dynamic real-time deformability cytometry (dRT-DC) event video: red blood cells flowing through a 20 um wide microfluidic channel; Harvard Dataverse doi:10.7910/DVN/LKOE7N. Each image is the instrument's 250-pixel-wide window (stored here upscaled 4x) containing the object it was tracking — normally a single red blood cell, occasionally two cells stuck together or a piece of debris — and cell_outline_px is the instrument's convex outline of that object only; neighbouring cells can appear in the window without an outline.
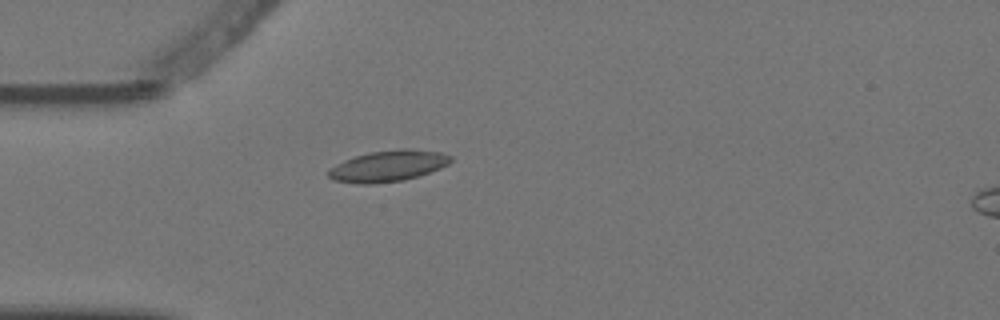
{"species": "Egyptian fruit bat (a non-hibernating species)", "species_latin": "Rousettus aegyptiacus", "temperature_condition": "warm", "stored_images_in_passage": 1, "camera_frame_rate_fps": 3000, "um_per_image_px": 0.085, "animal": {"sex": "female"}, "frame": {"image": 1, "passage_image": 1, "time_ms": 0.0, "image_size_px": [1000, 320], "cell_outline_px": [[452, 160], [448, 164], [440, 168], [404, 180], [368, 184], [360, 184], [332, 180], [328, 176], [328, 168], [344, 160], [356, 156], [372, 152], [400, 148], [404, 148], [440, 152], [452, 156]], "centroid_in_image_um": [32.96, 14.11], "position_along_channel_um": 52.0, "area_um2": 22.02}}